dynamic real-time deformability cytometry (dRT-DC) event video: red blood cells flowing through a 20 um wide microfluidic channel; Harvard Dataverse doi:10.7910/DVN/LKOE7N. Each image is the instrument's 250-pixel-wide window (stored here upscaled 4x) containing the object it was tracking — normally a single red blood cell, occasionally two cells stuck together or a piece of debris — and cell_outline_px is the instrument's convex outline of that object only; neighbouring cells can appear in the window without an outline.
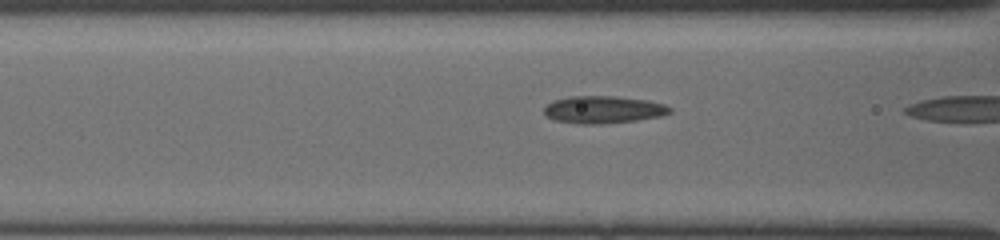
{"species": "common noctule bat (a hibernating species)", "species_latin": "Nyctalus noctula", "temperature_condition": "cold", "stored_images_in_passage": 10, "camera_frame_rate_fps": 3000, "um_per_image_px": 0.085, "animal": {"sex": "female", "body_mass_g": 19.5, "forearm_length_mm": 54.1}, "frame": {"image": 1, "passage_image": 9, "time_ms": 6.333, "image_size_px": [1000, 240], "cell_outline_px": [[672, 112], [660, 116], [636, 120], [604, 124], [580, 124], [556, 120], [544, 116], [544, 108], [552, 100], [568, 96], [616, 96], [648, 100], [664, 104], [672, 108]], "centroid_in_image_um": [51.27, 9.31], "position_along_channel_um": 115.3, "area_um2": 20.23}}